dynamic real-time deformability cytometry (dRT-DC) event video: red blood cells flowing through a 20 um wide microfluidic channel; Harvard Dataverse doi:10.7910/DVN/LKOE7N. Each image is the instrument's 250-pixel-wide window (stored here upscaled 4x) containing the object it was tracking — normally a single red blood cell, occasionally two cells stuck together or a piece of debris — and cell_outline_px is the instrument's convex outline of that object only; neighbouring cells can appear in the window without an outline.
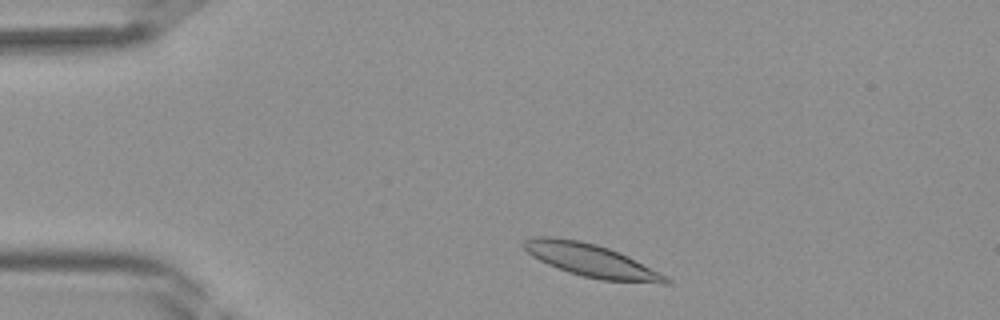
{"species": "Egyptian fruit bat (a non-hibernating species)", "species_latin": "Rousettus aegyptiacus", "temperature_condition": "room temperature", "stored_images_in_passage": 36, "camera_frame_rate_fps": 3000, "um_per_image_px": 0.085, "frame": {"image": 1, "passage_image": 2, "time_ms": 0.333, "image_size_px": [1000, 320], "cell_outline_px": [[672, 284], [664, 284], [600, 280], [568, 272], [548, 264], [532, 256], [524, 248], [524, 240], [536, 236], [552, 236], [580, 240], [596, 244], [608, 248], [628, 256], [668, 276], [672, 280]], "centroid_in_image_um": [50.31, 22.15], "position_along_channel_um": 34.7, "area_um2": 27.28}}
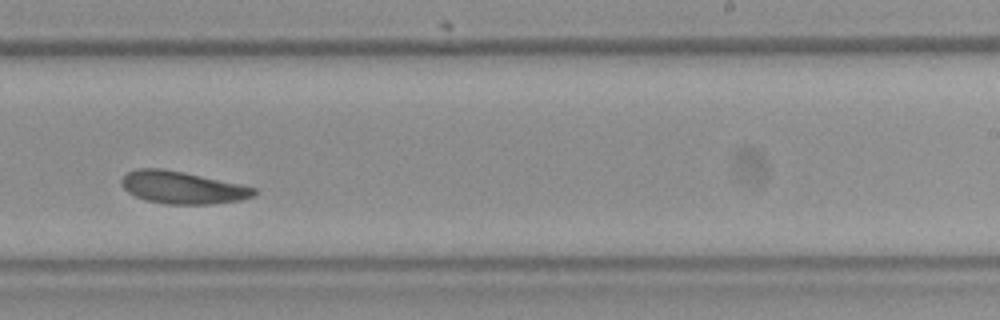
{"frame": {"image": 2, "passage_image": 20, "time_ms": 6.333, "image_size_px": [1000, 320], "cell_outline_px": [[256, 196], [240, 200], [212, 204], [164, 204], [148, 200], [136, 196], [128, 192], [120, 184], [120, 180], [128, 172], [136, 168], [160, 168], [184, 172], [240, 184], [256, 188]], "centroid_in_image_um": [15.5, 15.94], "position_along_channel_um": 273.5, "area_um2": 24.97}}
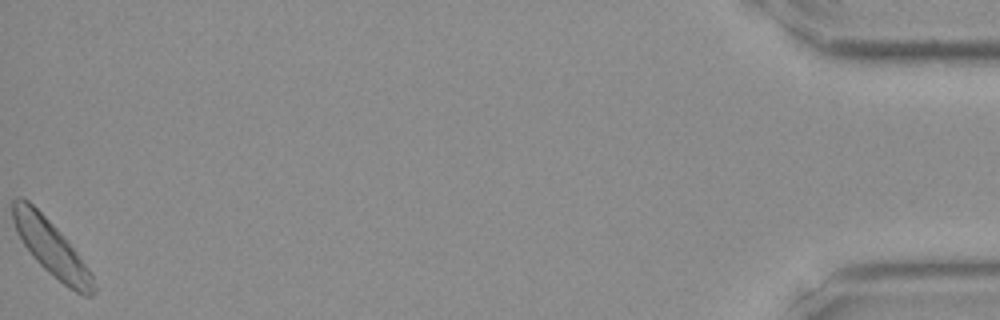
{"frame": {"image": 3, "passage_image": 36, "time_ms": 11.667, "image_size_px": [1000, 320], "cell_outline_px": [[96, 292], [92, 296], [84, 296], [68, 288], [48, 272], [32, 256], [16, 232], [12, 220], [12, 200], [16, 196], [20, 196], [28, 200], [64, 236], [88, 268], [92, 276], [96, 288]], "centroid_in_image_um": [4.34, 21.08], "position_along_channel_um": 430.9, "area_um2": 25.84}}